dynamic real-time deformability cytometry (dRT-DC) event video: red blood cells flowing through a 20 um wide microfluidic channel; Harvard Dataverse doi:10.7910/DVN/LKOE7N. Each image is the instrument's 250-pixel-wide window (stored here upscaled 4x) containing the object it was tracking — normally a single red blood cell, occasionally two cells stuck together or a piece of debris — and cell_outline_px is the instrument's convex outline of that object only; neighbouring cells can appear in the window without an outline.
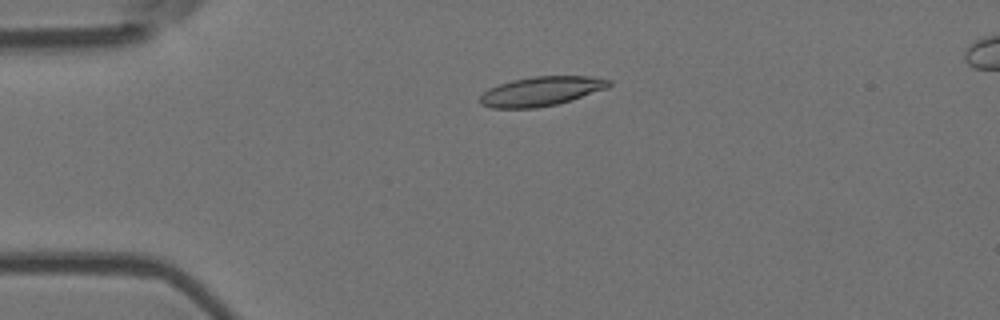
{"species": "Egyptian fruit bat (a non-hibernating species)", "species_latin": "Rousettus aegyptiacus", "temperature_condition": "room temperature", "stored_images_in_passage": 3, "camera_frame_rate_fps": 3000, "um_per_image_px": 0.085, "animal": {"sex": "female"}, "frame": {"image": 1, "passage_image": 3, "time_ms": 0.667, "image_size_px": [1000, 320], "cell_outline_px": [[612, 84], [608, 88], [572, 100], [556, 104], [536, 108], [492, 108], [480, 104], [476, 100], [488, 88], [512, 80], [532, 76], [588, 76], [612, 80]], "centroid_in_image_um": [45.99, 7.76], "position_along_channel_um": 39.0, "area_um2": 22.25}}